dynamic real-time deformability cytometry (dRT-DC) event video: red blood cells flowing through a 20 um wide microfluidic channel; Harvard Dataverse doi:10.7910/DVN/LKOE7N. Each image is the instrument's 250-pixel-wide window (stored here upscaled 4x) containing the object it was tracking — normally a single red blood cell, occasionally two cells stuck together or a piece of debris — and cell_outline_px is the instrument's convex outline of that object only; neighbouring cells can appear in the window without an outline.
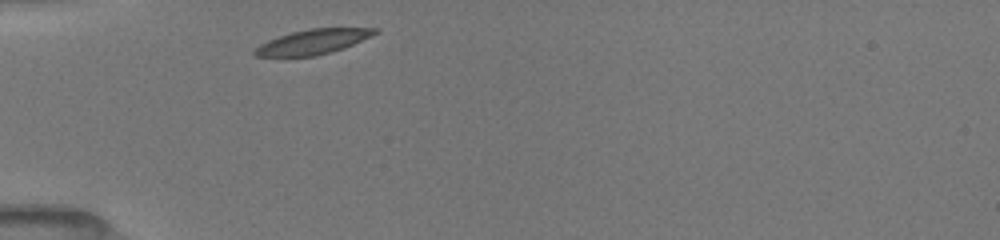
{"species": "common noctule bat (a hibernating species)", "species_latin": "Nyctalus noctula", "temperature_condition": "room temperature", "stored_images_in_passage": 7, "camera_frame_rate_fps": 3000, "um_per_image_px": 0.085, "animal": {"sex": "female", "body_mass_g": 19.5, "forearm_length_mm": 54.1}, "frame": {"image": 1, "passage_image": 1, "time_ms": 0.0, "image_size_px": [1000, 240], "cell_outline_px": [[380, 32], [372, 36], [344, 48], [316, 56], [256, 56], [252, 52], [260, 44], [268, 40], [292, 32], [308, 28], [380, 28]], "centroid_in_image_um": [26.65, 3.54], "position_along_channel_um": 58.4, "area_um2": 17.34}}
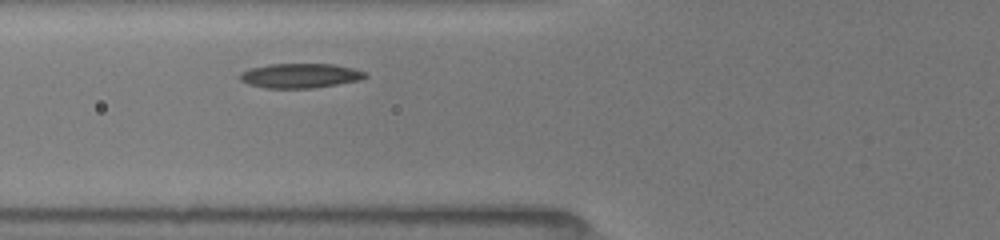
{"frame": {"image": 2, "passage_image": 5, "time_ms": 1.333, "image_size_px": [1000, 240], "cell_outline_px": [[368, 76], [360, 80], [312, 88], [264, 88], [248, 84], [240, 80], [240, 72], [252, 68], [268, 64], [332, 64], [352, 68], [368, 72]], "centroid_in_image_um": [25.52, 6.43], "position_along_channel_um": 100.3, "area_um2": 17.92}}